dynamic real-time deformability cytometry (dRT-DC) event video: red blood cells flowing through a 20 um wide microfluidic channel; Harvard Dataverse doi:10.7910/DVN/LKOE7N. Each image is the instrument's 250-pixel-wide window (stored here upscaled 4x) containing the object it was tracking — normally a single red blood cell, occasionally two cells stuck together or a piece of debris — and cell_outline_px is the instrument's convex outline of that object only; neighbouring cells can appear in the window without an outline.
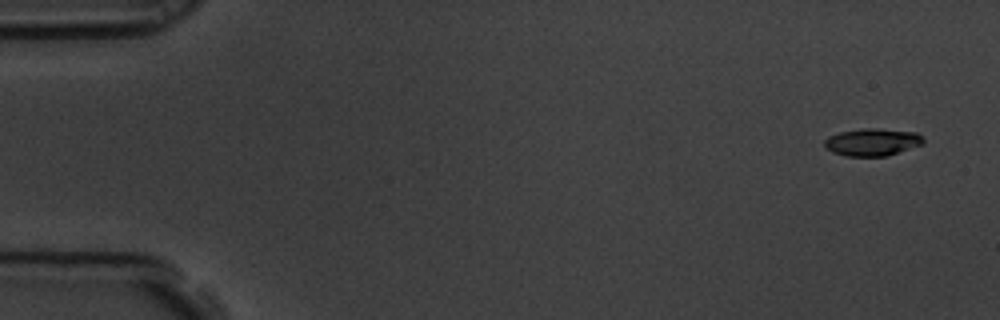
{"species": "common noctule bat (a hibernating species)", "species_latin": "Nyctalus noctula", "temperature_condition": "room temperature", "stored_images_in_passage": 5, "camera_frame_rate_fps": 3000, "um_per_image_px": 0.085, "animal": {"sex": "male", "body_mass_g": 19.5, "forearm_length_mm": 54.6}, "frame": {"image": 1, "passage_image": 1, "time_ms": 0.0, "image_size_px": [1000, 320], "cell_outline_px": [[924, 144], [888, 156], [848, 156], [832, 152], [824, 148], [824, 140], [828, 136], [840, 132], [860, 128], [876, 128], [916, 132], [924, 136]], "centroid_in_image_um": [74.16, 12.07], "position_along_channel_um": 10.8, "area_um2": 16.07}}
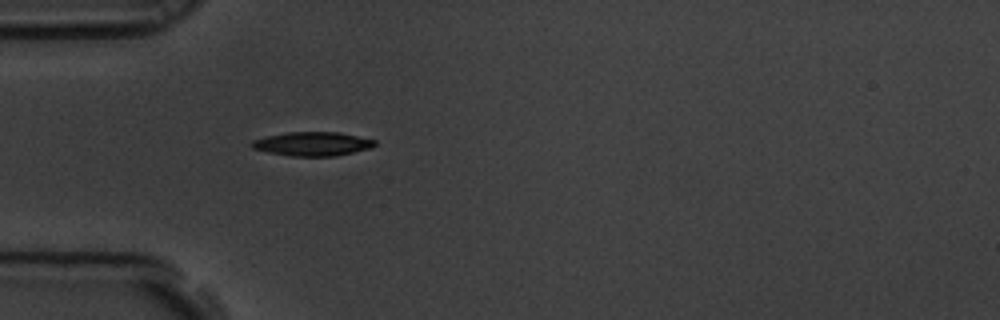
{"frame": {"image": 2, "passage_image": 5, "time_ms": 1.333, "image_size_px": [1000, 320], "cell_outline_px": [[376, 144], [372, 148], [336, 156], [288, 156], [268, 152], [252, 148], [248, 144], [252, 140], [268, 136], [288, 132], [340, 132], [376, 140]], "centroid_in_image_um": [26.56, 12.23], "position_along_channel_um": 58.4, "area_um2": 17.28}}